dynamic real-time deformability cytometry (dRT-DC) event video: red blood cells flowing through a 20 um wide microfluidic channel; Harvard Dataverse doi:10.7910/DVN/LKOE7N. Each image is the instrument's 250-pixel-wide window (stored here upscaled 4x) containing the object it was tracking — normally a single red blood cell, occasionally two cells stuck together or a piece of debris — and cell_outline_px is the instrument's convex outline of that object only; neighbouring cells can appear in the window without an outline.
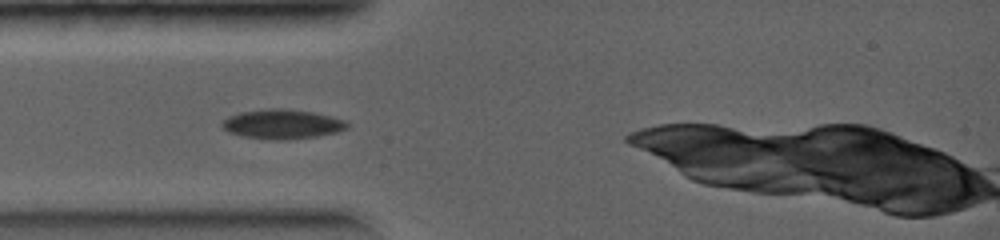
{"species": "common noctule bat (a hibernating species)", "species_latin": "Nyctalus noctula", "temperature_condition": "warm", "stored_images_in_passage": 18, "camera_frame_rate_fps": 5000, "um_per_image_px": 0.085, "animal": {"sex": "female", "body_mass_g": 19.0, "forearm_length_mm": 56.7}, "frame": {"image": 1, "passage_image": 3, "time_ms": 0.8, "image_size_px": [1000, 240], "cell_outline_px": [[348, 128], [336, 132], [316, 136], [284, 140], [280, 140], [244, 136], [228, 132], [220, 124], [228, 116], [240, 112], [268, 108], [284, 108], [312, 112], [332, 116], [344, 120], [348, 124]], "centroid_in_image_um": [23.98, 10.54], "position_along_channel_um": 61.0, "area_um2": 21.33}}
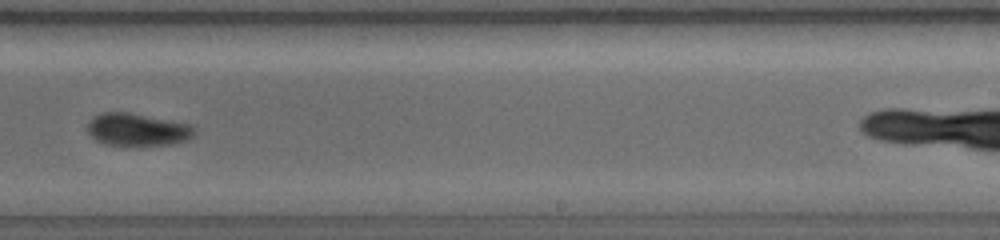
{"frame": {"image": 2, "passage_image": 11, "time_ms": 4.2, "image_size_px": [1000, 240], "cell_outline_px": [[196, 132], [192, 136], [184, 140], [172, 144], [104, 144], [88, 136], [88, 120], [104, 112], [128, 112], [196, 124]], "centroid_in_image_um": [11.71, 10.99], "position_along_channel_um": 277.3, "area_um2": 20.29}}
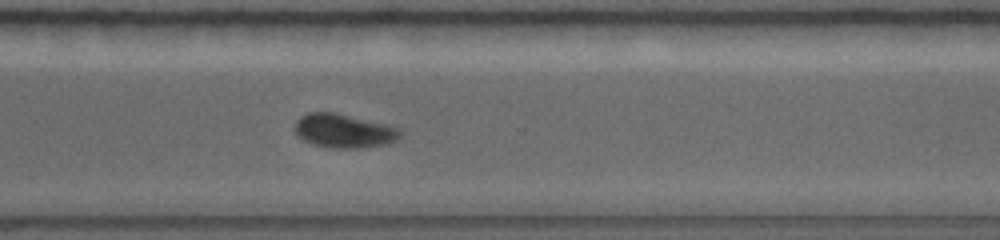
{"frame": {"image": 3, "passage_image": 13, "time_ms": 5.2, "image_size_px": [1000, 240], "cell_outline_px": [[404, 132], [396, 140], [388, 144], [356, 148], [332, 148], [312, 144], [304, 140], [296, 132], [296, 120], [300, 116], [308, 112], [336, 112], [400, 128]], "centroid_in_image_um": [29.25, 11.12], "position_along_channel_um": 341.4, "area_um2": 20.75}}